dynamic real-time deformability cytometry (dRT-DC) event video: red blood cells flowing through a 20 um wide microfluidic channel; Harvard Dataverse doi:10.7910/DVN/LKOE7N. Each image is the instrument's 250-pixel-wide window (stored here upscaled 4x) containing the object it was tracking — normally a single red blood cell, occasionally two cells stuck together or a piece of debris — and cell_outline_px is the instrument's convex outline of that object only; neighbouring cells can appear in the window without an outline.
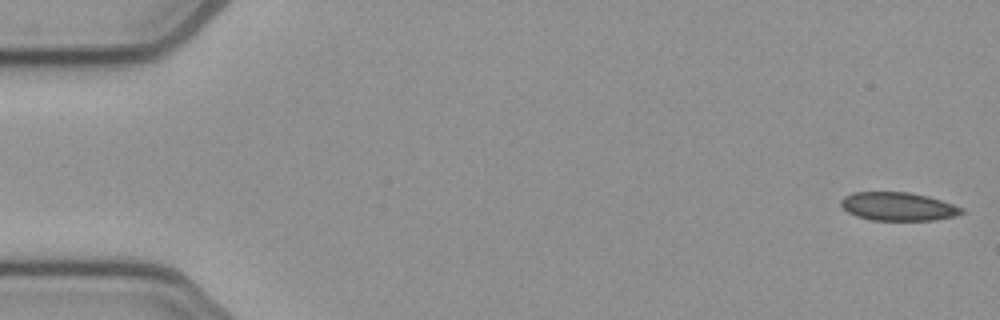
{"species": "common noctule bat (a hibernating species)", "species_latin": "Nyctalus noctula", "temperature_condition": "cold", "stored_images_in_passage": 52, "camera_frame_rate_fps": 3000, "um_per_image_px": 0.085, "animal": {"sex": "female", "body_mass_g": 21.9}, "frame": {"image": 1, "passage_image": 1, "time_ms": 0.0, "image_size_px": [1000, 320], "cell_outline_px": [[964, 212], [956, 216], [936, 220], [872, 220], [856, 216], [848, 212], [840, 204], [840, 200], [844, 196], [852, 192], [908, 192], [928, 196], [964, 208]], "centroid_in_image_um": [76.33, 17.55], "position_along_channel_um": 8.7, "area_um2": 20.0}}
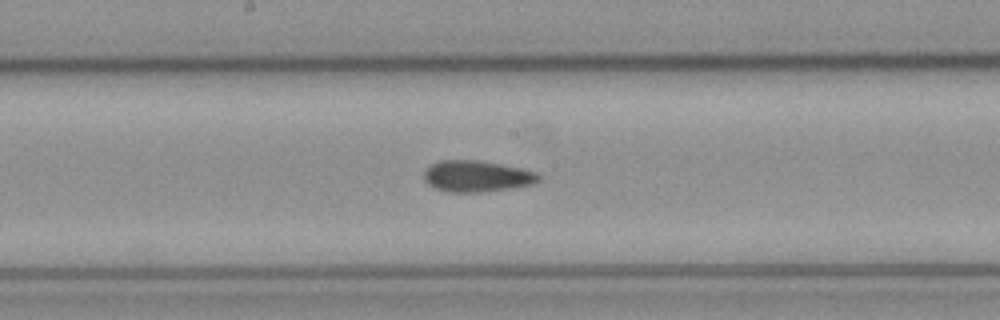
{"frame": {"image": 2, "passage_image": 27, "time_ms": 8.667, "image_size_px": [1000, 320], "cell_outline_px": [[540, 180], [532, 184], [508, 188], [480, 192], [448, 192], [436, 188], [428, 184], [424, 180], [424, 172], [432, 164], [440, 160], [480, 160], [524, 168], [536, 172], [540, 176]], "centroid_in_image_um": [40.54, 14.97], "position_along_channel_um": 207.7, "area_um2": 20.87}}
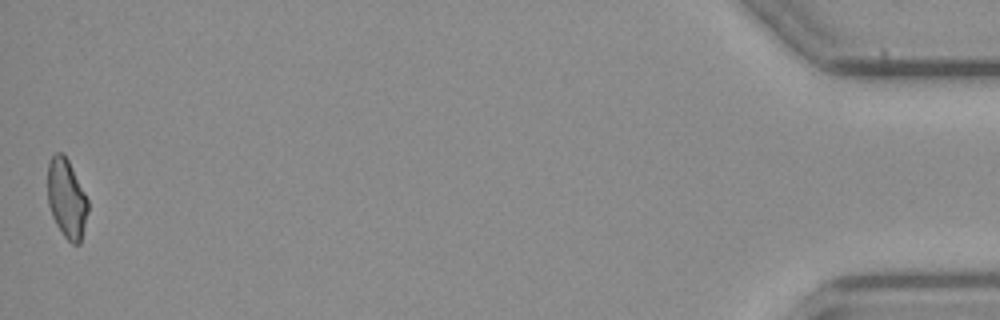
{"frame": {"image": 3, "passage_image": 52, "time_ms": 17.0, "image_size_px": [1000, 320], "cell_outline_px": [[88, 212], [80, 244], [72, 244], [64, 236], [56, 224], [52, 216], [48, 204], [48, 164], [52, 156], [56, 152], [64, 152], [88, 200]], "centroid_in_image_um": [5.66, 16.88], "position_along_channel_um": 429.5, "area_um2": 18.5}, "authors_computed_cell_mechanics": {"area_um2": 20.4034, "velocity_mm_per_s": 3.8756, "shape_relaxation_time_tau1_ms": null, "shape_relaxation_time_tau2_ms": 4.138, "deformation_change_tau1": null, "deformation_change_tau2": 0.0914}}